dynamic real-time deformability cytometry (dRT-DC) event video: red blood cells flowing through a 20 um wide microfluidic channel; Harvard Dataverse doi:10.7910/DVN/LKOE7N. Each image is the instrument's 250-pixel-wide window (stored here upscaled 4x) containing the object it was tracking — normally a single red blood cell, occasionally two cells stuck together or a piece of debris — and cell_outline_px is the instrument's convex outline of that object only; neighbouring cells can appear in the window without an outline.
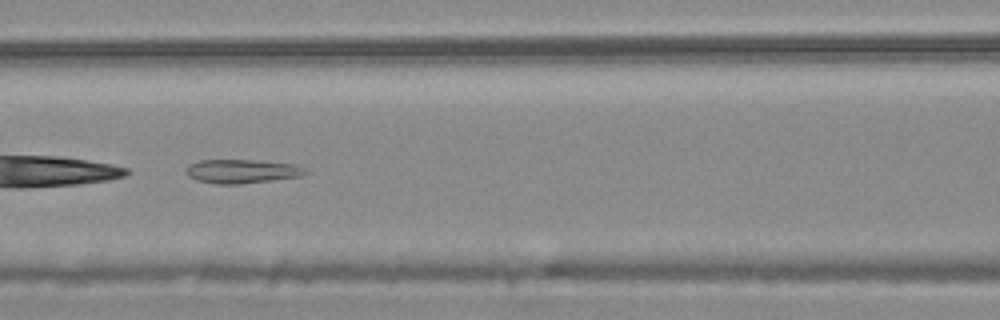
{"species": "common noctule bat (a hibernating species)", "species_latin": "Nyctalus noctula", "temperature_condition": "warm", "stored_images_in_passage": 39, "camera_frame_rate_fps": 3000, "um_per_image_px": 0.085, "animal": {"sex": "male", "body_mass_g": 20.4}, "frame": {"image": 1, "passage_image": 12, "time_ms": 3.667, "image_size_px": [1000, 320], "cell_outline_px": [[312, 172], [300, 176], [272, 180], [240, 184], [216, 184], [196, 180], [188, 176], [188, 168], [192, 164], [200, 160], [252, 160], [296, 164]], "centroid_in_image_um": [20.63, 14.56], "position_along_channel_um": 146.0, "area_um2": 16.47}, "authors_computed_cell_mechanics": {"area_um2": 17.051, "velocity_mm_per_s": 3.7549, "shape_relaxation_time_tau1_ms": null, "shape_relaxation_time_tau2_ms": 1.9116, "deformation_change_tau1": null, "deformation_change_tau2": 0.0803}}